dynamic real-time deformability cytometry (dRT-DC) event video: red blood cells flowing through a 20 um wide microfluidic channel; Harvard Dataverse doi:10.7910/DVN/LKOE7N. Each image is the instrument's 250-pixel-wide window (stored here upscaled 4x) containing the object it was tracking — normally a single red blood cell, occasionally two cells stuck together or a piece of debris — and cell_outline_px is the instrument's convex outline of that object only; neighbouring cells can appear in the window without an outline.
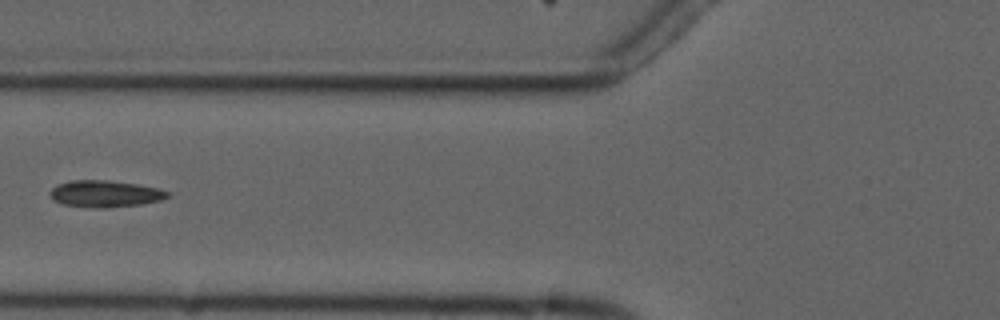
{"species": "common noctule bat (a hibernating species)", "species_latin": "Nyctalus noctula", "temperature_condition": "cold", "stored_images_in_passage": 6, "camera_frame_rate_fps": 3000, "um_per_image_px": 0.085, "animal": {"sex": "male", "forearm_length_mm": 52.5}, "frame": {"image": 1, "passage_image": 6, "time_ms": 6.0, "image_size_px": [1000, 320], "cell_outline_px": [[168, 196], [160, 200], [140, 204], [104, 208], [96, 208], [64, 204], [52, 200], [48, 192], [56, 184], [72, 180], [108, 180], [136, 184], [160, 188], [168, 192]], "centroid_in_image_um": [8.88, 16.46], "position_along_channel_um": 116.9, "area_um2": 18.26}}